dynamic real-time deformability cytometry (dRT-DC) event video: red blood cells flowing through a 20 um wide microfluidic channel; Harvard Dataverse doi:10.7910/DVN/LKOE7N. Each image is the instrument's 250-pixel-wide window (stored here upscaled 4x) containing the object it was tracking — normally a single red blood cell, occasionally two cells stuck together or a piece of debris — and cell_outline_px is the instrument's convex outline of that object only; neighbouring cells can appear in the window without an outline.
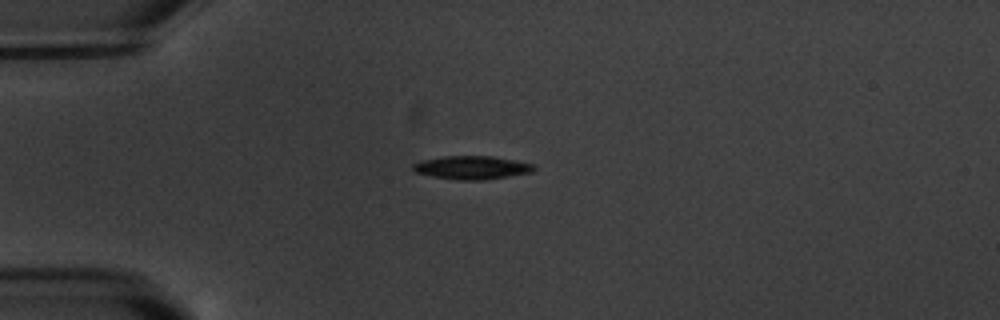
{"species": "common noctule bat (a hibernating species)", "species_latin": "Nyctalus noctula", "temperature_condition": "warm", "stored_images_in_passage": 8, "camera_frame_rate_fps": 3000, "um_per_image_px": 0.085, "animal": {"sex": "male", "body_mass_g": 20.1, "forearm_length_mm": 53.5}, "frame": {"image": 1, "passage_image": 1, "time_ms": 0.0, "image_size_px": [1000, 320], "cell_outline_px": [[536, 168], [532, 172], [484, 180], [460, 180], [432, 176], [416, 172], [412, 168], [412, 164], [420, 160], [444, 156], [492, 156], [532, 164]], "centroid_in_image_um": [40.07, 14.24], "position_along_channel_um": 44.9, "area_um2": 16.3}}
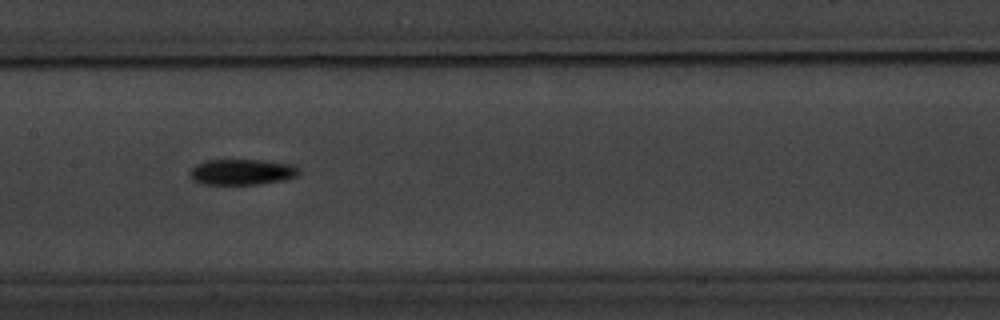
{"frame": {"image": 2, "passage_image": 5, "time_ms": 4.667, "image_size_px": [1000, 320], "cell_outline_px": [[300, 172], [296, 176], [284, 180], [260, 184], [200, 184], [192, 180], [188, 172], [196, 164], [204, 160], [264, 160], [292, 164], [300, 168]], "centroid_in_image_um": [20.55, 14.61], "position_along_channel_um": 186.8, "area_um2": 16.59}}
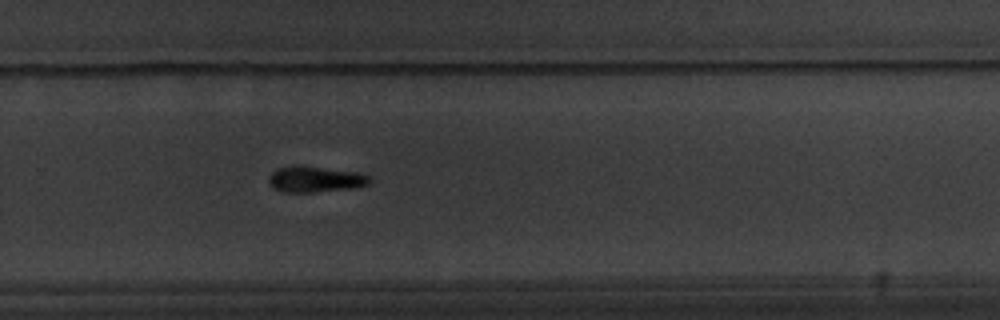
{"frame": {"image": 3, "passage_image": 8, "time_ms": 8.0, "image_size_px": [1000, 320], "cell_outline_px": [[372, 180], [368, 184], [356, 188], [312, 192], [284, 192], [272, 188], [268, 180], [268, 176], [276, 168], [320, 168], [356, 172], [372, 176]], "centroid_in_image_um": [26.84, 15.28], "position_along_channel_um": 303.0, "area_um2": 14.74}}